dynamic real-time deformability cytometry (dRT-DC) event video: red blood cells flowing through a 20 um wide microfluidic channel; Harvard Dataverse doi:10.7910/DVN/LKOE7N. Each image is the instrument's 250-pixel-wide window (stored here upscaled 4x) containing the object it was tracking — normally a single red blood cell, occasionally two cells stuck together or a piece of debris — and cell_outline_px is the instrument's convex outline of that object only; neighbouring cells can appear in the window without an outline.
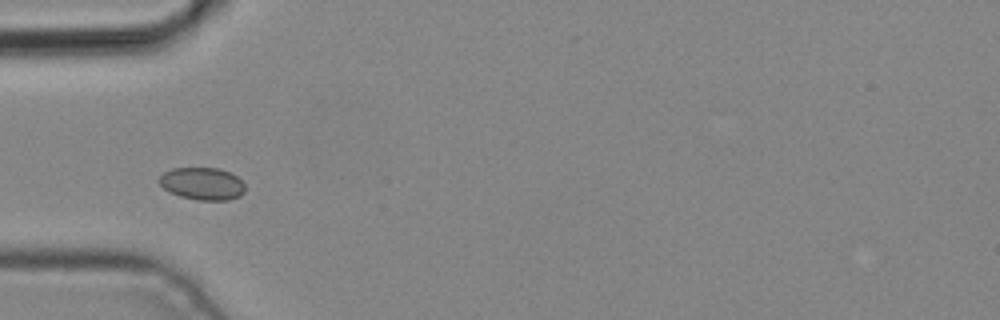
{"species": "common noctule bat (a hibernating species)", "species_latin": "Nyctalus noctula", "temperature_condition": "cold", "stored_images_in_passage": 3, "camera_frame_rate_fps": 3000, "um_per_image_px": 0.085, "animal": {"sex": "male", "body_mass_g": 19.2, "forearm_length_mm": 51.8}, "frame": {"image": 1, "passage_image": 3, "time_ms": 0.667, "image_size_px": [1000, 320], "cell_outline_px": [[244, 192], [240, 196], [228, 200], [200, 200], [180, 196], [168, 192], [156, 180], [164, 172], [172, 168], [220, 168], [232, 172], [244, 184]], "centroid_in_image_um": [17.18, 15.6], "position_along_channel_um": 67.8, "area_um2": 16.36}}